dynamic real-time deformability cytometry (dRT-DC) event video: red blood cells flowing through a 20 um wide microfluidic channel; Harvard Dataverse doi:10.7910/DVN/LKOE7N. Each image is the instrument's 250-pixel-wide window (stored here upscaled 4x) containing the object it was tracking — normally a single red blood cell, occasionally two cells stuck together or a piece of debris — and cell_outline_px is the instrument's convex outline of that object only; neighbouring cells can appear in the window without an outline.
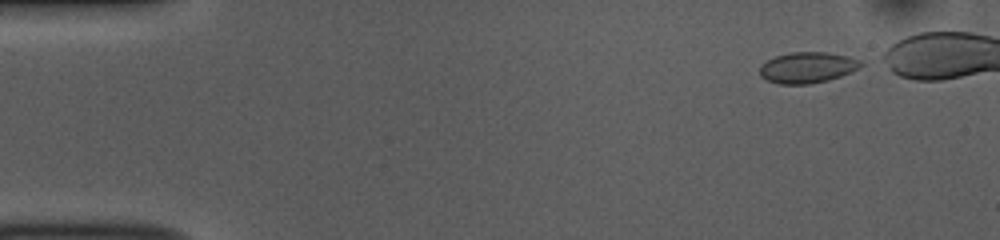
{"species": "common noctule bat (a hibernating species)", "species_latin": "Nyctalus noctula", "temperature_condition": "room temperature", "stored_images_in_passage": 40, "camera_frame_rate_fps": 3000, "um_per_image_px": 0.085, "animal": {"sex": "female", "body_mass_g": 10.0, "forearm_length_mm": 53.1}, "frame": {"image": 1, "passage_image": 1, "time_ms": 0.0, "image_size_px": [1000, 240], "cell_outline_px": [[864, 64], [840, 76], [828, 80], [808, 84], [780, 84], [768, 80], [760, 76], [760, 64], [776, 56], [792, 52], [828, 52], [848, 56], [864, 60]], "centroid_in_image_um": [68.63, 5.73], "position_along_channel_um": 16.4, "area_um2": 18.15}}
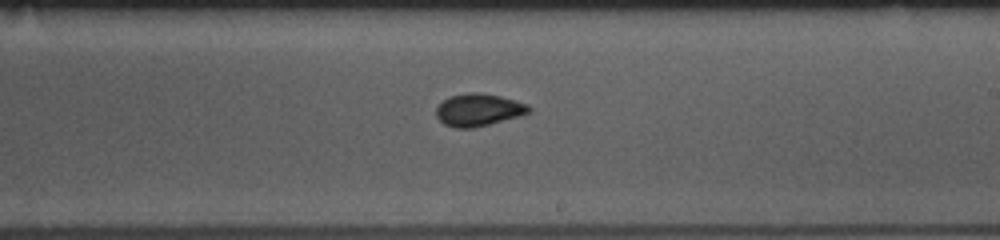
{"frame": {"image": 2, "passage_image": 27, "time_ms": 8.667, "image_size_px": [1000, 240], "cell_outline_px": [[532, 112], [488, 124], [472, 128], [456, 128], [444, 124], [436, 116], [436, 108], [448, 96], [468, 92], [476, 92], [500, 96], [528, 104], [532, 108]], "centroid_in_image_um": [40.66, 9.33], "position_along_channel_um": 248.3, "area_um2": 17.4}}
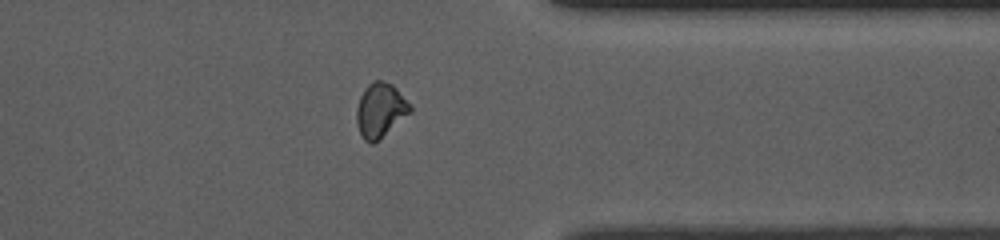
{"frame": {"image": 3, "passage_image": 38, "time_ms": 12.333, "image_size_px": [1000, 240], "cell_outline_px": [[412, 112], [372, 144], [364, 140], [356, 124], [356, 108], [360, 96], [364, 88], [372, 80], [380, 80], [392, 84], [396, 88], [412, 108]], "centroid_in_image_um": [32.3, 9.35], "position_along_channel_um": 379.1, "area_um2": 16.82}}